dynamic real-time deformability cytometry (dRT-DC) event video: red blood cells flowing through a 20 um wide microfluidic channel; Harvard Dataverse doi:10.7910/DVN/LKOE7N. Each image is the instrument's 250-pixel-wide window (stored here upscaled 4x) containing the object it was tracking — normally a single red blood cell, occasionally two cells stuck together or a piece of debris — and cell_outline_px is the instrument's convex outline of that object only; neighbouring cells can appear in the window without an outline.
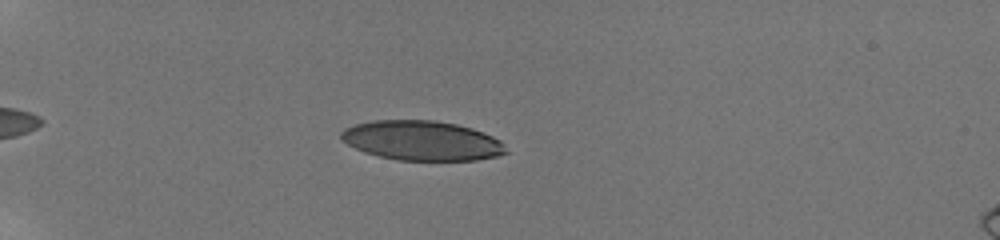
{"species": "human", "species_latin": "Homo sapiens", "temperature_condition": "room temperature", "stored_images_in_passage": 49, "camera_frame_rate_fps": 3000, "um_per_image_px": 0.085, "donor": {"sex": "male"}, "frame": {"image": 1, "passage_image": 11, "time_ms": 3.333, "image_size_px": [1000, 240], "cell_outline_px": [[508, 152], [496, 156], [476, 160], [400, 160], [380, 156], [364, 152], [348, 144], [340, 136], [340, 132], [344, 128], [356, 124], [372, 120], [432, 120], [456, 124], [472, 128], [484, 132], [500, 140], [504, 144]], "centroid_in_image_um": [35.87, 11.94], "position_along_channel_um": 49.1, "area_um2": 37.97}}
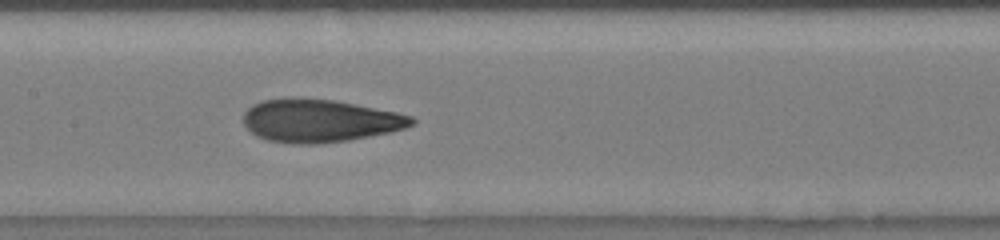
{"frame": {"image": 2, "passage_image": 25, "time_ms": 8.0, "image_size_px": [1000, 240], "cell_outline_px": [[416, 124], [392, 132], [348, 140], [316, 144], [292, 144], [268, 140], [256, 136], [244, 124], [244, 112], [252, 104], [264, 100], [296, 96], [332, 100], [356, 104], [396, 112], [412, 116], [416, 120]], "centroid_in_image_um": [27.18, 10.25], "position_along_channel_um": 180.2, "area_um2": 42.37}}
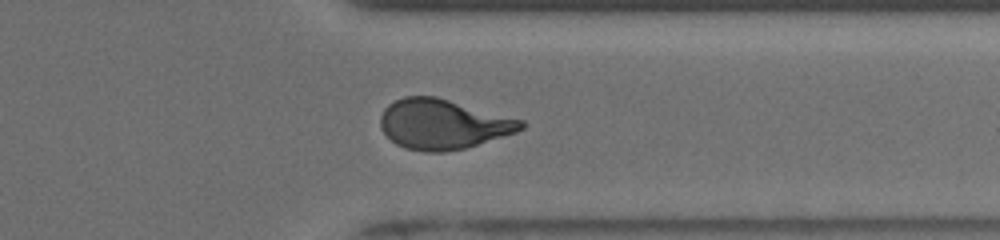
{"frame": {"image": 3, "passage_image": 40, "time_ms": 13.0, "image_size_px": [1000, 240], "cell_outline_px": [[524, 128], [516, 132], [464, 148], [444, 152], [424, 152], [404, 148], [396, 144], [384, 132], [380, 124], [380, 116], [384, 108], [388, 104], [404, 96], [436, 96], [524, 120]], "centroid_in_image_um": [37.63, 10.55], "position_along_channel_um": 373.8, "area_um2": 40.81}, "authors_computed_cell_mechanics": {"area_um2": 40.4022, "velocity_mm_per_s": 3.8791, "shape_relaxation_time_tau1_ms": 6.4126, "shape_relaxation_time_tau2_ms": 1.3127, "deformation_change_tau1": 0.2316, "deformation_change_tau2": 0.0919}}